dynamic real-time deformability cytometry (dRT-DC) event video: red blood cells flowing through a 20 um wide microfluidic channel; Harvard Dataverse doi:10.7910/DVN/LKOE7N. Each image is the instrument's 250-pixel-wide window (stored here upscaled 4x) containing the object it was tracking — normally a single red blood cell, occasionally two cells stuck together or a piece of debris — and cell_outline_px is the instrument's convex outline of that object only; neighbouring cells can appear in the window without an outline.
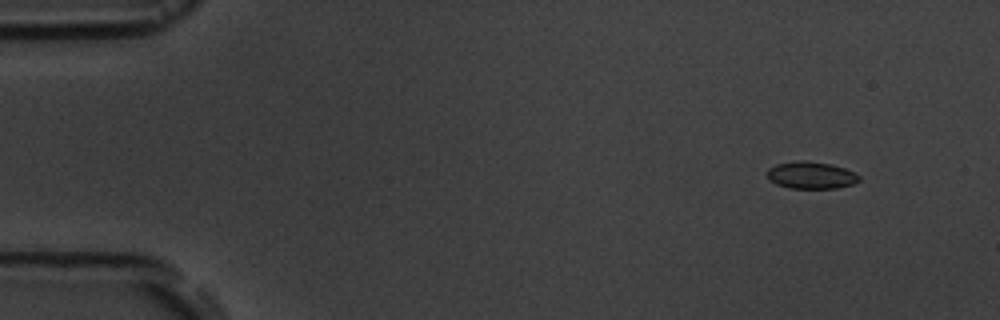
{"species": "common noctule bat (a hibernating species)", "species_latin": "Nyctalus noctula", "temperature_condition": "room temperature", "stored_images_in_passage": 5, "camera_frame_rate_fps": 3000, "um_per_image_px": 0.085, "animal": {"sex": "male", "body_mass_g": 19.5, "forearm_length_mm": 54.6}, "frame": {"image": 1, "passage_image": 1, "time_ms": 0.0, "image_size_px": [1000, 320], "cell_outline_px": [[860, 180], [852, 184], [836, 188], [788, 188], [776, 184], [768, 180], [768, 168], [776, 164], [796, 160], [808, 160], [832, 164], [856, 172], [860, 176]], "centroid_in_image_um": [68.94, 14.88], "position_along_channel_um": 16.1, "area_um2": 14.74}}
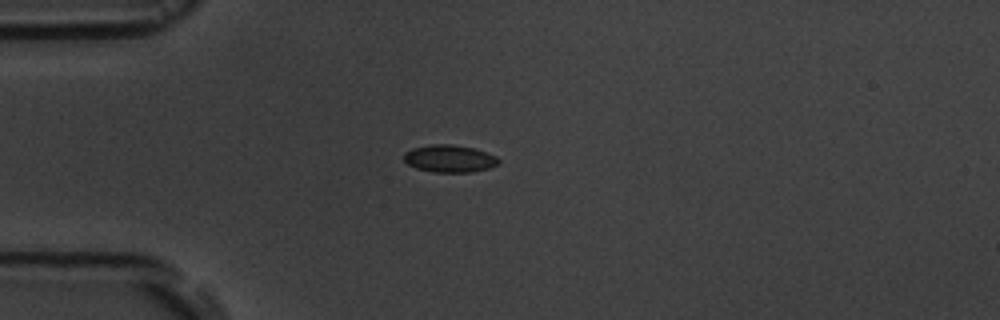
{"frame": {"image": 2, "passage_image": 4, "time_ms": 3.333, "image_size_px": [1000, 320], "cell_outline_px": [[500, 164], [488, 168], [472, 172], [432, 172], [416, 168], [408, 164], [404, 160], [404, 152], [412, 148], [432, 144], [452, 144], [472, 148], [496, 156], [500, 160]], "centroid_in_image_um": [38.2, 13.48], "position_along_channel_um": 46.8, "area_um2": 15.09}}
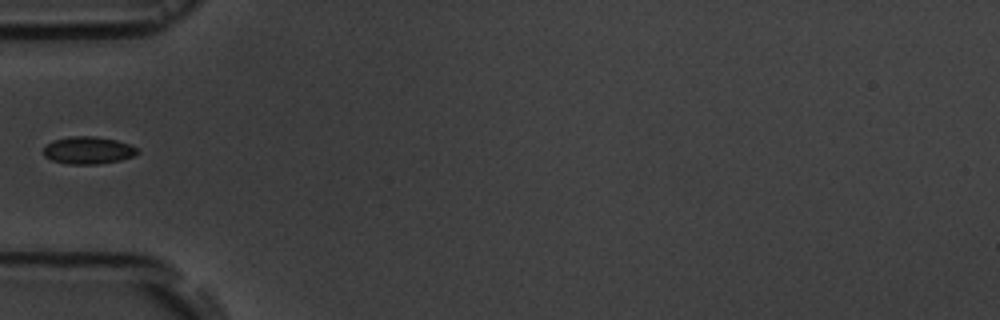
{"frame": {"image": 3, "passage_image": 5, "time_ms": 4.667, "image_size_px": [1000, 320], "cell_outline_px": [[140, 152], [132, 156], [120, 160], [96, 164], [68, 164], [52, 160], [44, 156], [44, 148], [52, 140], [68, 136], [92, 136], [116, 140], [128, 144], [136, 148]], "centroid_in_image_um": [7.47, 12.77], "position_along_channel_um": 77.5, "area_um2": 14.85}}